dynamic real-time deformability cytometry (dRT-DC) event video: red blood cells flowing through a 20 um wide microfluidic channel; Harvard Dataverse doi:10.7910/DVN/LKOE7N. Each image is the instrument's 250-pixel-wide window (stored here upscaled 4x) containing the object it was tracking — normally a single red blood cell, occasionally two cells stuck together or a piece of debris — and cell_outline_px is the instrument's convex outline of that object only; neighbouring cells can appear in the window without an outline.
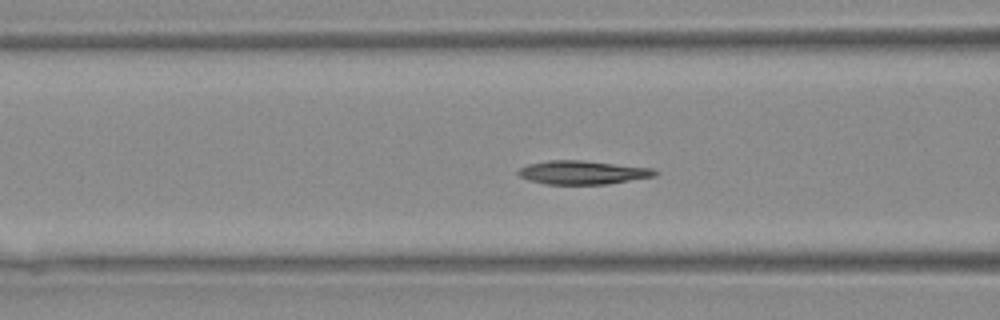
{"species": "Egyptian fruit bat (a non-hibernating species)", "species_latin": "Rousettus aegyptiacus", "temperature_condition": "warm", "stored_images_in_passage": 31, "camera_frame_rate_fps": 3000, "um_per_image_px": 0.085, "animal": {"sex": "female"}, "frame": {"image": 1, "passage_image": 6, "time_ms": 1.667, "image_size_px": [1000, 320], "cell_outline_px": [[660, 172], [656, 176], [604, 184], [544, 184], [528, 180], [520, 176], [516, 172], [520, 168], [528, 164], [548, 160], [584, 160], [652, 168]], "centroid_in_image_um": [49.51, 14.65], "position_along_channel_um": 117.1, "area_um2": 18.84}}
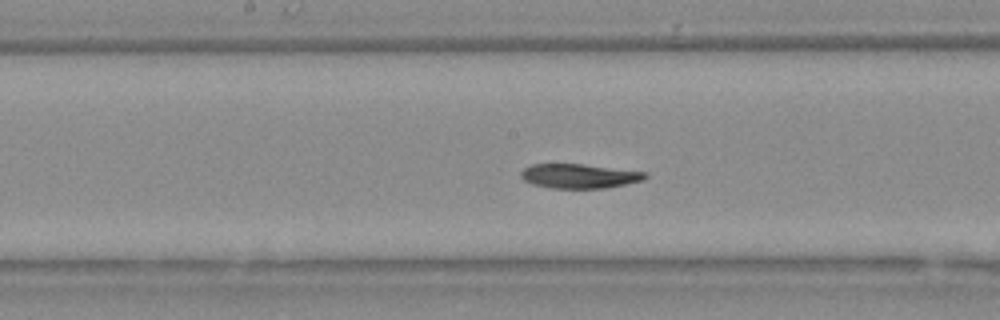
{"frame": {"image": 2, "passage_image": 11, "time_ms": 3.333, "image_size_px": [1000, 320], "cell_outline_px": [[648, 176], [644, 180], [604, 188], [552, 188], [532, 184], [524, 180], [520, 176], [520, 172], [524, 168], [532, 164], [584, 164], [644, 172]], "centroid_in_image_um": [49.2, 14.96], "position_along_channel_um": 199.0, "area_um2": 17.51}}
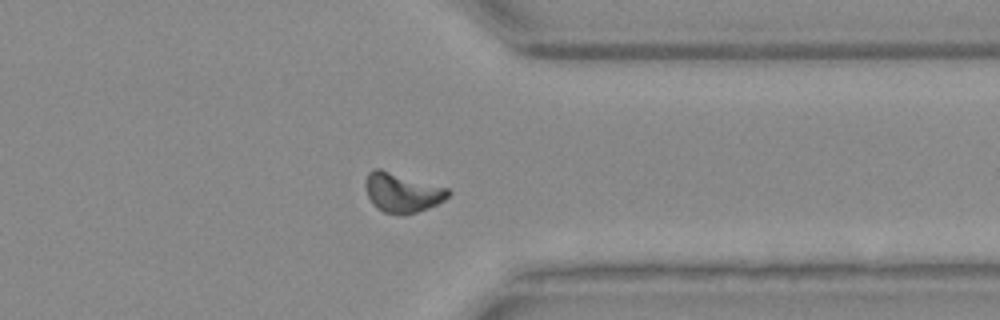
{"frame": {"image": 3, "passage_image": 22, "time_ms": 7.0, "image_size_px": [1000, 320], "cell_outline_px": [[452, 192], [444, 200], [428, 208], [404, 216], [384, 212], [372, 204], [368, 196], [364, 184], [364, 180], [368, 172], [372, 168], [380, 168], [448, 188]], "centroid_in_image_um": [34.15, 16.36], "position_along_channel_um": 377.2, "area_um2": 19.25}}